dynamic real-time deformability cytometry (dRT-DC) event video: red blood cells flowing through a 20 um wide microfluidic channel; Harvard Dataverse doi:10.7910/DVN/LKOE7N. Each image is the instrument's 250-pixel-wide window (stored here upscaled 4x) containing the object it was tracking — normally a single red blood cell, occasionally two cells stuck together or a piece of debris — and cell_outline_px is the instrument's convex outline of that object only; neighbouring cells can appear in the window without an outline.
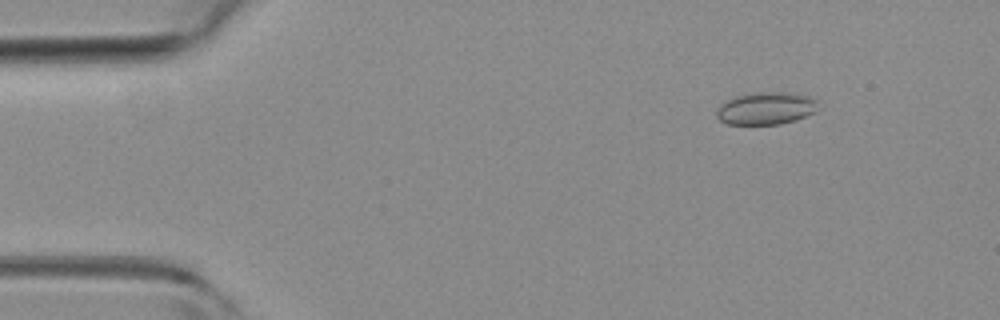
{"species": "common noctule bat (a hibernating species)", "species_latin": "Nyctalus noctula", "temperature_condition": "room temperature", "stored_images_in_passage": 51, "camera_frame_rate_fps": 3000, "um_per_image_px": 0.085, "animal": {"sex": "female", "body_mass_g": 19.3, "forearm_length_mm": 54.1}, "frame": {"image": 1, "passage_image": 6, "time_ms": 1.667, "image_size_px": [1000, 320], "cell_outline_px": [[816, 112], [796, 120], [780, 124], [728, 124], [720, 120], [716, 116], [716, 112], [720, 104], [736, 96], [756, 92], [788, 92], [808, 96], [816, 100]], "centroid_in_image_um": [65.1, 9.21], "position_along_channel_um": 19.9, "area_um2": 19.13}}
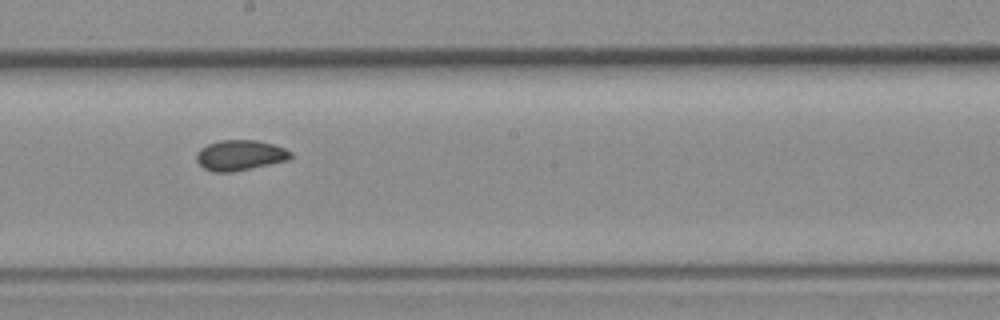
{"frame": {"image": 2, "passage_image": 28, "time_ms": 9.0, "image_size_px": [1000, 320], "cell_outline_px": [[292, 156], [288, 160], [232, 172], [212, 172], [204, 168], [196, 160], [196, 152], [200, 148], [208, 144], [220, 140], [256, 140], [272, 144], [284, 148], [292, 152]], "centroid_in_image_um": [20.38, 13.19], "position_along_channel_um": 227.8, "area_um2": 16.65}}
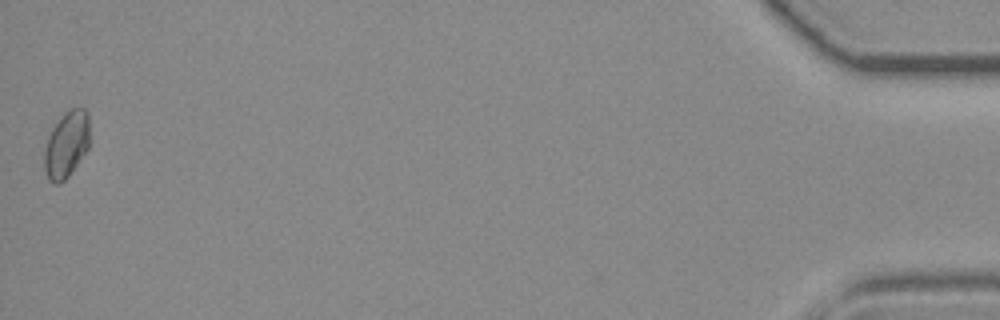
{"frame": {"image": 3, "passage_image": 51, "time_ms": 16.667, "image_size_px": [1000, 320], "cell_outline_px": [[88, 148], [68, 176], [60, 184], [52, 184], [48, 180], [44, 172], [44, 152], [48, 136], [52, 128], [60, 116], [68, 108], [84, 108], [88, 112]], "centroid_in_image_um": [5.62, 12.29], "position_along_channel_um": 429.6, "area_um2": 17.63}, "authors_computed_cell_mechanics": {"area_um2": 16.9354, "velocity_mm_per_s": 3.979, "shape_relaxation_time_tau1_ms": null, "shape_relaxation_time_tau2_ms": 2.3123, "deformation_change_tau1": null, "deformation_change_tau2": 0.0477}}